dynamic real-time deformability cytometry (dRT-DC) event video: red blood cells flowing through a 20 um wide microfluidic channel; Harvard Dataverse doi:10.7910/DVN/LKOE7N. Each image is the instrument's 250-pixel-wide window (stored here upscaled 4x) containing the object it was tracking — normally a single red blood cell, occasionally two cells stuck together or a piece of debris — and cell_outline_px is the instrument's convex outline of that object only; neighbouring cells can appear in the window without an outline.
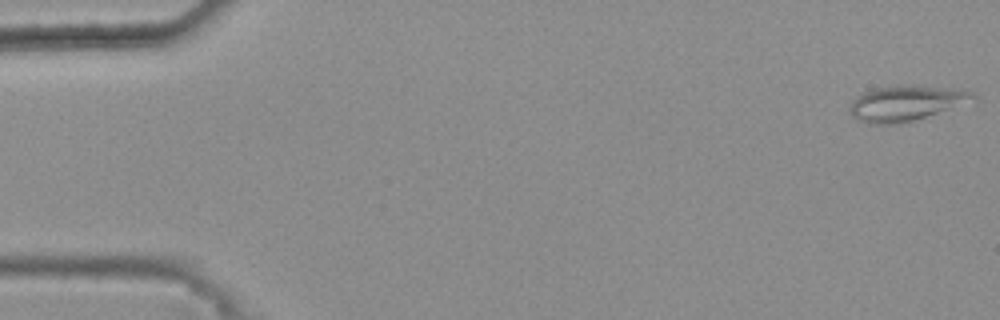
{"species": "common noctule bat (a hibernating species)", "species_latin": "Nyctalus noctula", "temperature_condition": "warm", "stored_images_in_passage": 9, "camera_frame_rate_fps": 3000, "um_per_image_px": 0.085, "animal": {"sex": "female", "body_mass_g": 25.1}, "frame": {"image": 1, "passage_image": 1, "time_ms": 0.0, "image_size_px": [1000, 320], "cell_outline_px": [[976, 96], [936, 112], [900, 124], [868, 124], [856, 120], [848, 112], [848, 108], [852, 100], [856, 96], [872, 88], [900, 84], [920, 84], [972, 92]], "centroid_in_image_um": [76.78, 8.75], "position_along_channel_um": 8.2, "area_um2": 24.91}}